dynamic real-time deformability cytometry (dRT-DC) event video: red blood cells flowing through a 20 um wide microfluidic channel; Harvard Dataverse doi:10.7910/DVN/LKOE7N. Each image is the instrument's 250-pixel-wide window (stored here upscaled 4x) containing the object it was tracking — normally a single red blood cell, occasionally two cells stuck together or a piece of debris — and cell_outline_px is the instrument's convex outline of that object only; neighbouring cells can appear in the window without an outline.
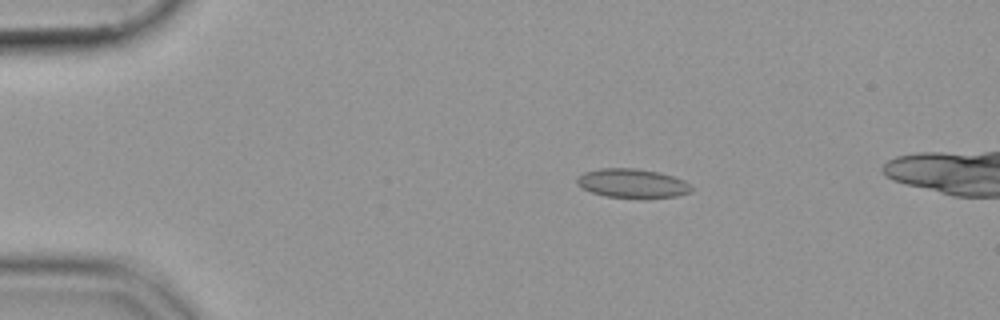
{"species": "common noctule bat (a hibernating species)", "species_latin": "Nyctalus noctula", "temperature_condition": "cold", "stored_images_in_passage": 43, "camera_frame_rate_fps": 3000, "um_per_image_px": 0.085, "animal": {"sex": "female", "body_mass_g": 19.9}, "frame": {"image": 1, "passage_image": 1, "time_ms": 0.0, "image_size_px": [1000, 320], "cell_outline_px": [[692, 188], [688, 192], [676, 196], [608, 196], [592, 192], [584, 188], [576, 180], [584, 172], [600, 168], [636, 168], [660, 172], [684, 180]], "centroid_in_image_um": [53.74, 15.54], "position_along_channel_um": 31.3, "area_um2": 18.5}}
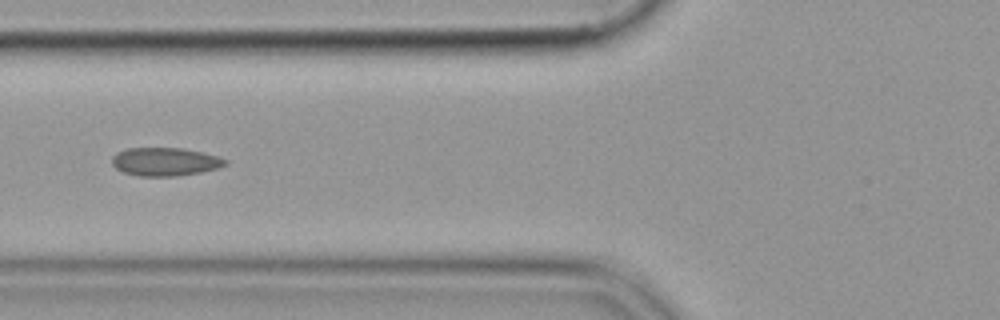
{"frame": {"image": 2, "passage_image": 12, "time_ms": 3.667, "image_size_px": [1000, 320], "cell_outline_px": [[228, 164], [216, 168], [200, 172], [176, 176], [140, 176], [124, 172], [116, 168], [112, 164], [112, 156], [116, 152], [128, 148], [184, 148], [204, 152], [228, 160]], "centroid_in_image_um": [14.03, 13.73], "position_along_channel_um": 111.8, "area_um2": 18.67}}
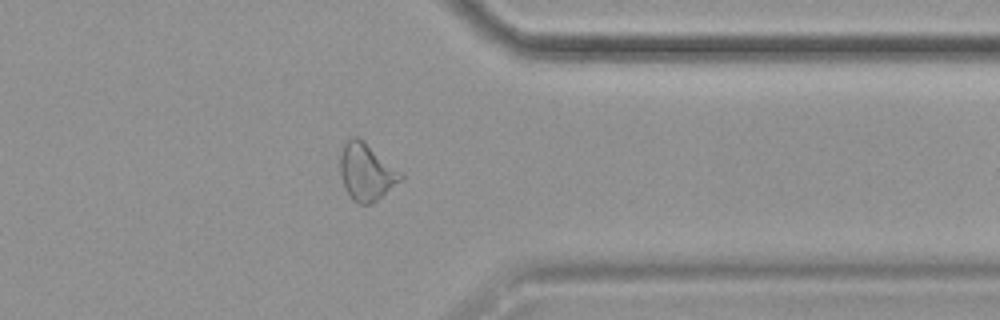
{"frame": {"image": 3, "passage_image": 34, "time_ms": 11.0, "image_size_px": [1000, 320], "cell_outline_px": [[404, 176], [400, 180], [372, 204], [360, 204], [352, 200], [344, 184], [340, 172], [340, 156], [344, 144], [352, 136], [356, 136], [400, 172]], "centroid_in_image_um": [31.1, 14.64], "position_along_channel_um": 380.3, "area_um2": 19.25}}